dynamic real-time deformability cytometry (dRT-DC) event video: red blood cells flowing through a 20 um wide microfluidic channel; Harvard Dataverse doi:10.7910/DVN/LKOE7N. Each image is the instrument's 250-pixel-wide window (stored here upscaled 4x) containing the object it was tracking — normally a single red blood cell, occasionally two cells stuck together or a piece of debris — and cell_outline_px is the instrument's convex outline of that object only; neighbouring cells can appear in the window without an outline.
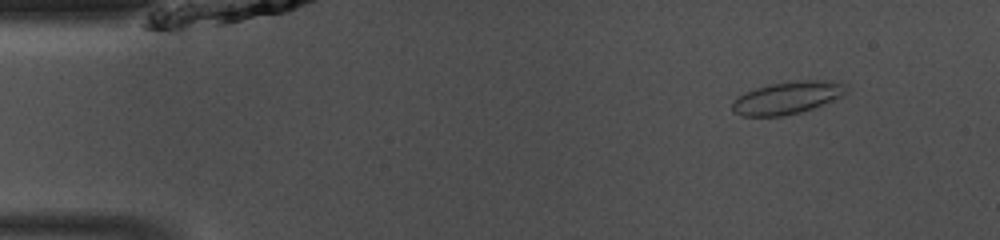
{"species": "common noctule bat (a hibernating species)", "species_latin": "Nyctalus noctula", "temperature_condition": "room temperature", "stored_images_in_passage": 47, "camera_frame_rate_fps": 3000, "um_per_image_px": 0.085, "animal": {"sex": "male", "body_mass_g": 13.0, "forearm_length_mm": 53.1}, "frame": {"image": 1, "passage_image": 5, "time_ms": 1.333, "image_size_px": [1000, 240], "cell_outline_px": [[848, 92], [832, 100], [812, 108], [800, 112], [780, 116], [744, 116], [732, 112], [732, 104], [740, 96], [756, 88], [788, 80], [828, 80], [848, 84]], "centroid_in_image_um": [66.97, 8.29], "position_along_channel_um": 18.0, "area_um2": 21.39}}
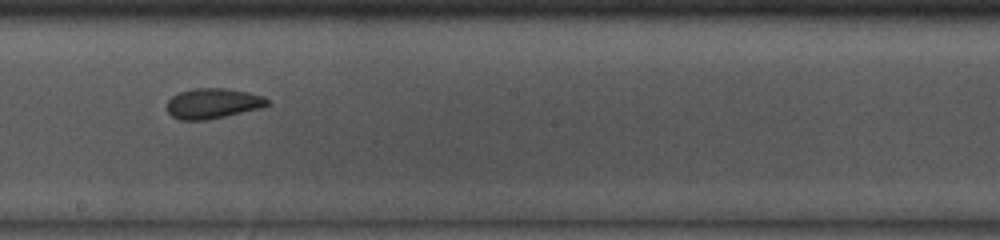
{"frame": {"image": 2, "passage_image": 26, "time_ms": 8.333, "image_size_px": [1000, 240], "cell_outline_px": [[272, 104], [260, 108], [208, 120], [180, 120], [172, 116], [168, 112], [168, 100], [172, 96], [180, 92], [192, 88], [224, 88], [248, 92], [264, 96]], "centroid_in_image_um": [18.11, 8.79], "position_along_channel_um": 230.1, "area_um2": 17.74}}
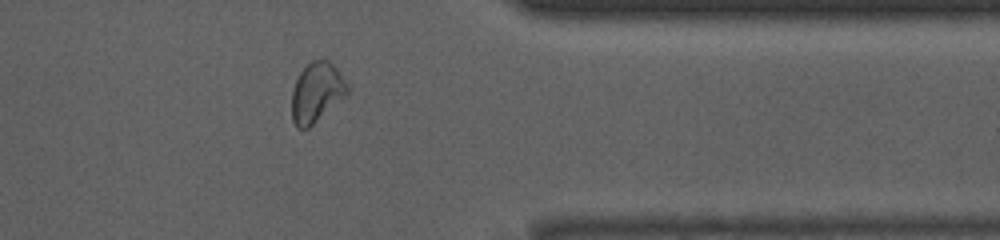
{"frame": {"image": 3, "passage_image": 38, "time_ms": 12.333, "image_size_px": [1000, 240], "cell_outline_px": [[348, 92], [344, 96], [308, 128], [296, 128], [292, 120], [292, 92], [296, 80], [300, 72], [312, 60], [328, 60], [340, 72], [348, 84]], "centroid_in_image_um": [26.9, 7.84], "position_along_channel_um": 384.5, "area_um2": 18.96}, "authors_computed_cell_mechanics": {"area_um2": 19.1896, "velocity_mm_per_s": 4.1333, "shape_relaxation_time_tau1_ms": null, "shape_relaxation_time_tau2_ms": 2.5991, "deformation_change_tau1": null, "deformation_change_tau2": 0.0375}}